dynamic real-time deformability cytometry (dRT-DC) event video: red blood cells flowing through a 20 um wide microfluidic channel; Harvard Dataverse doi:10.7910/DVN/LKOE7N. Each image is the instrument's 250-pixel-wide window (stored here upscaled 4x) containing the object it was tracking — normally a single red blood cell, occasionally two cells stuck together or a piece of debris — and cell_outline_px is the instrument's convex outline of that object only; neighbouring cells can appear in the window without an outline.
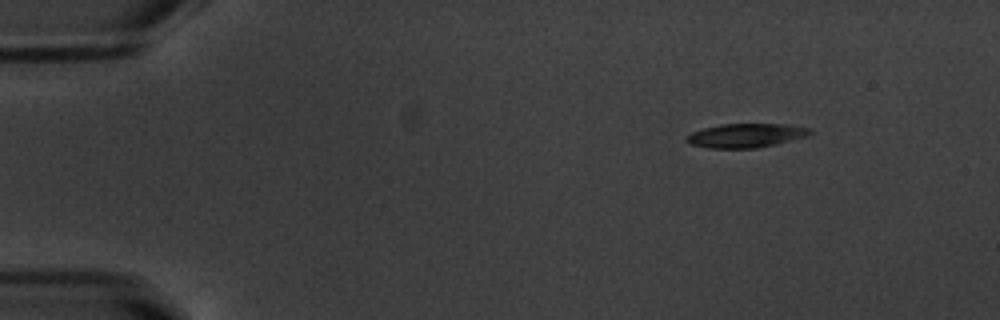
{"species": "common noctule bat (a hibernating species)", "species_latin": "Nyctalus noctula", "temperature_condition": "warm", "stored_images_in_passage": 48, "camera_frame_rate_fps": 3000, "um_per_image_px": 0.085, "animal": {"sex": "male", "body_mass_g": 20.1, "forearm_length_mm": 53.5}, "frame": {"image": 1, "passage_image": 1, "time_ms": 0.0, "image_size_px": [1000, 320], "cell_outline_px": [[812, 132], [808, 136], [776, 144], [756, 148], [708, 148], [692, 144], [684, 140], [692, 132], [704, 128], [720, 124], [784, 124], [812, 128]], "centroid_in_image_um": [63.43, 11.51], "position_along_channel_um": 21.6, "area_um2": 17.22}}
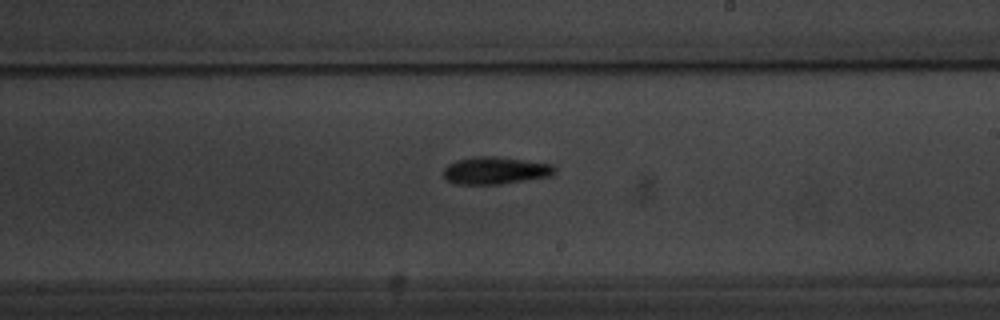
{"frame": {"image": 2, "passage_image": 26, "time_ms": 8.333, "image_size_px": [1000, 320], "cell_outline_px": [[556, 172], [552, 176], [496, 184], [456, 184], [444, 180], [444, 168], [448, 164], [456, 160], [472, 156], [492, 156], [524, 160], [552, 164], [556, 168]], "centroid_in_image_um": [42.07, 14.49], "position_along_channel_um": 246.9, "area_um2": 17.74}}
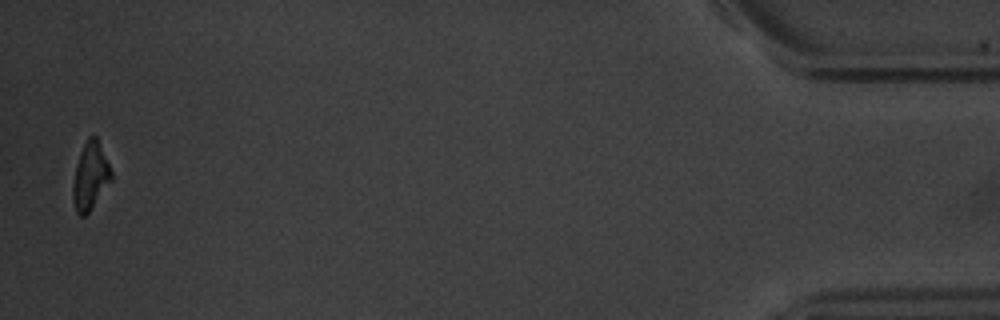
{"frame": {"image": 3, "passage_image": 47, "time_ms": 15.333, "image_size_px": [1000, 320], "cell_outline_px": [[112, 180], [88, 212], [84, 216], [80, 216], [76, 212], [72, 200], [72, 184], [80, 152], [88, 136], [92, 132], [96, 136], [112, 172]], "centroid_in_image_um": [7.66, 14.96], "position_along_channel_um": 427.5, "area_um2": 14.97}, "authors_computed_cell_mechanics": {"area_um2": 17.2533, "velocity_mm_per_s": 3.7849, "shape_relaxation_time_tau1_ms": 2.5786, "shape_relaxation_time_tau2_ms": null, "deformation_change_tau1": 0.1427, "deformation_change_tau2": null}}